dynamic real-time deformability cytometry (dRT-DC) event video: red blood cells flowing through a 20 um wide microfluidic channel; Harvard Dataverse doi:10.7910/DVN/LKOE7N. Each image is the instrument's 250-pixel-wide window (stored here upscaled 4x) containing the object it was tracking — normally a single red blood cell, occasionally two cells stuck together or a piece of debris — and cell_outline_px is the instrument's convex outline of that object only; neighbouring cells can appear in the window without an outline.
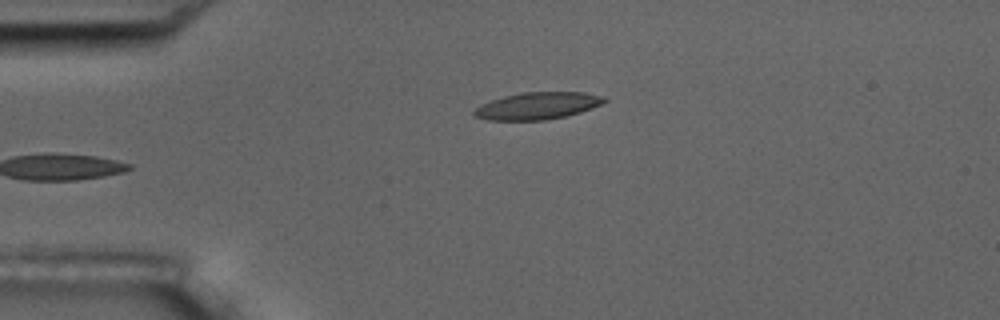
{"species": "common noctule bat (a hibernating species)", "species_latin": "Nyctalus noctula", "temperature_condition": "room temperature", "stored_images_in_passage": 6, "camera_frame_rate_fps": 3000, "um_per_image_px": 0.085, "animal": {"sex": "male", "body_mass_g": 17.5, "forearm_length_mm": 52.3}, "frame": {"image": 1, "passage_image": 4, "time_ms": 4.333, "image_size_px": [1000, 320], "cell_outline_px": [[608, 100], [592, 108], [580, 112], [564, 116], [544, 120], [488, 120], [476, 116], [472, 112], [480, 104], [504, 96], [520, 92], [584, 92], [604, 96]], "centroid_in_image_um": [45.69, 8.98], "position_along_channel_um": 39.3, "area_um2": 20.46}}